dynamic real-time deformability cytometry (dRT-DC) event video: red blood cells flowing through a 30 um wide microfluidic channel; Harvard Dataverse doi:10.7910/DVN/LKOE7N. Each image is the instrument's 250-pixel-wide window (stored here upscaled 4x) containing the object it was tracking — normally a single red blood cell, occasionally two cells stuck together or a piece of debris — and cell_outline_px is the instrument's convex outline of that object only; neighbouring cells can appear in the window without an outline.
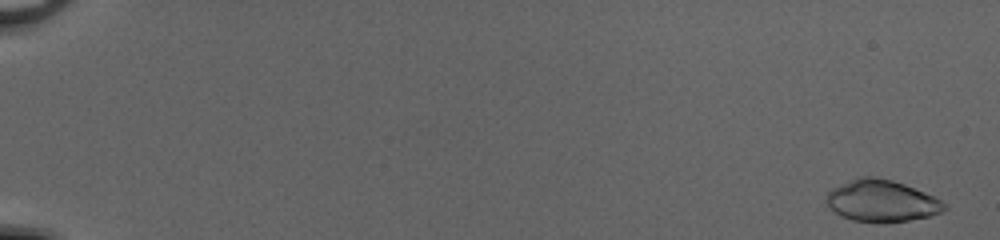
{"species": "common noctule bat (a hibernating species)", "species_latin": "Nyctalus noctula", "temperature_condition": "cold", "stored_images_in_passage": 52, "camera_frame_rate_fps": 3000, "um_per_image_px": 0.085, "animal": {"sex": "female", "body_mass_g": 20.0, "forearm_length_mm": 54.0}, "frame": {"image": 1, "passage_image": 2, "time_ms": 0.333, "image_size_px": [1000, 240], "cell_outline_px": [[948, 208], [940, 212], [928, 216], [908, 220], [884, 224], [876, 224], [852, 220], [836, 212], [828, 204], [828, 192], [832, 188], [840, 184], [860, 176], [868, 176], [892, 180], [904, 184], [924, 192], [940, 200]], "centroid_in_image_um": [74.94, 17.09], "position_along_channel_um": 10.1, "area_um2": 28.44}}
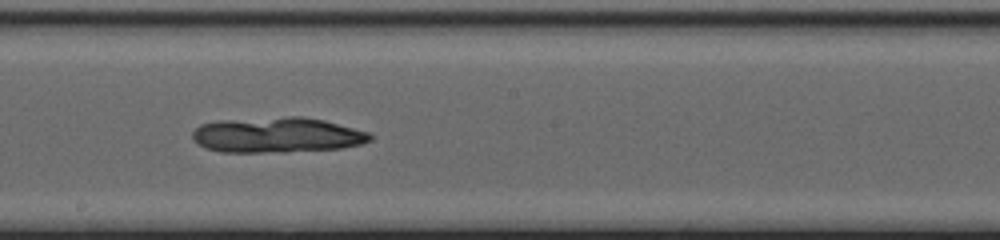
{"frame": {"image": 2, "passage_image": 32, "time_ms": 10.333, "image_size_px": [1000, 240], "cell_outline_px": [[372, 140], [364, 144], [340, 148], [284, 152], [220, 152], [208, 148], [192, 140], [192, 132], [200, 124], [220, 120], [288, 116], [304, 116], [324, 120], [368, 132], [372, 136]], "centroid_in_image_um": [23.56, 11.47], "position_along_channel_um": 224.6, "area_um2": 36.76}}
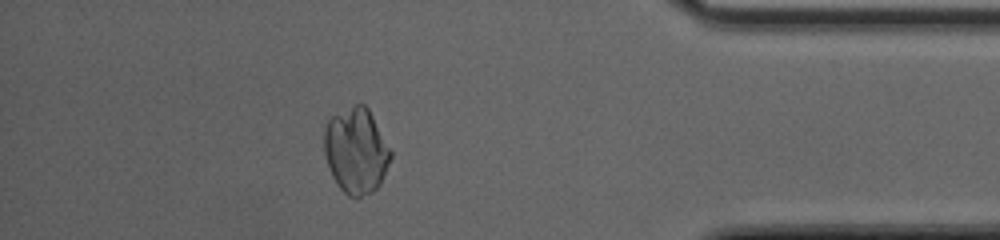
{"frame": {"image": 3, "passage_image": 47, "time_ms": 15.333, "image_size_px": [1000, 240], "cell_outline_px": [[392, 156], [380, 184], [372, 192], [356, 200], [348, 196], [336, 184], [332, 176], [324, 152], [324, 128], [328, 120], [332, 116], [356, 104], [364, 104], [368, 108], [392, 152]], "centroid_in_image_um": [30.26, 12.85], "position_along_channel_um": 404.9, "area_um2": 33.18}}